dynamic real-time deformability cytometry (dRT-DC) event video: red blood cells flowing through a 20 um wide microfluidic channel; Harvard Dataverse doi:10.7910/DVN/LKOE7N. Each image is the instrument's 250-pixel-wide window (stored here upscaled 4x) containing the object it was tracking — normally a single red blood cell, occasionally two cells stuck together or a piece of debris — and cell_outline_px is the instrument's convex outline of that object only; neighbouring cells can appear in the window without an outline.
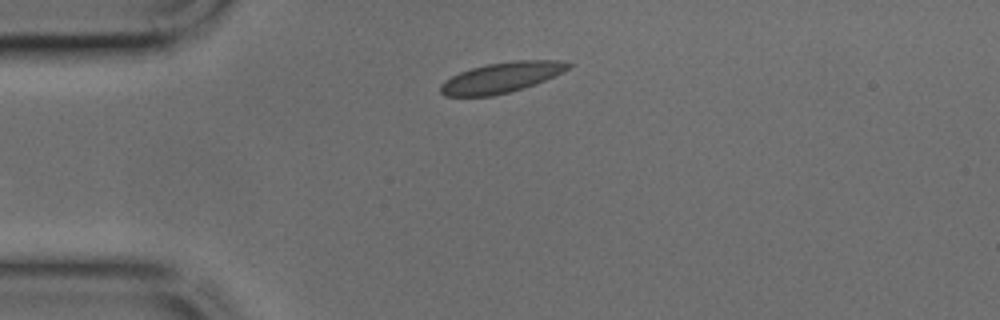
{"species": "common noctule bat (a hibernating species)", "species_latin": "Nyctalus noctula", "temperature_condition": "cold", "stored_images_in_passage": 36, "camera_frame_rate_fps": 3000, "um_per_image_px": 0.085, "animal": {"sex": "male", "body_mass_g": 17.9, "forearm_length_mm": 54.2}, "frame": {"image": 1, "passage_image": 1, "time_ms": 0.0, "image_size_px": [1000, 320], "cell_outline_px": [[572, 64], [568, 68], [536, 84], [508, 92], [492, 96], [444, 96], [440, 92], [440, 84], [444, 80], [460, 72], [472, 68], [488, 64], [516, 60], [560, 60]], "centroid_in_image_um": [42.57, 6.59], "position_along_channel_um": 42.4, "area_um2": 22.31}}
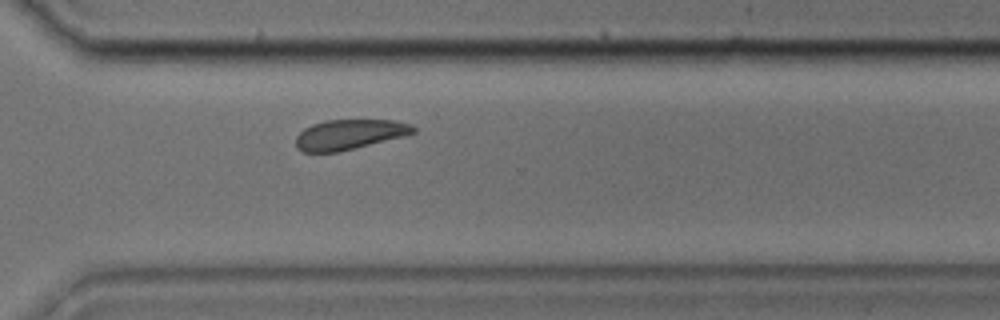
{"frame": {"image": 2, "passage_image": 23, "time_ms": 7.333, "image_size_px": [1000, 320], "cell_outline_px": [[416, 132], [404, 136], [340, 152], [304, 152], [296, 148], [296, 136], [304, 128], [312, 124], [324, 120], [392, 120], [412, 124], [416, 128]], "centroid_in_image_um": [29.69, 11.43], "position_along_channel_um": 340.9, "area_um2": 20.69}}
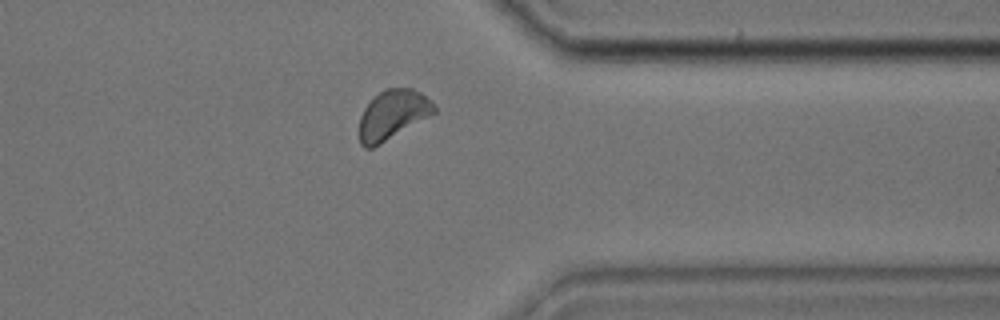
{"frame": {"image": 3, "passage_image": 26, "time_ms": 8.333, "image_size_px": [1000, 320], "cell_outline_px": [[436, 112], [372, 148], [364, 148], [360, 144], [360, 116], [364, 108], [384, 88], [412, 88], [420, 92], [432, 100], [436, 104]], "centroid_in_image_um": [33.39, 9.73], "position_along_channel_um": 378.0, "area_um2": 21.21}}